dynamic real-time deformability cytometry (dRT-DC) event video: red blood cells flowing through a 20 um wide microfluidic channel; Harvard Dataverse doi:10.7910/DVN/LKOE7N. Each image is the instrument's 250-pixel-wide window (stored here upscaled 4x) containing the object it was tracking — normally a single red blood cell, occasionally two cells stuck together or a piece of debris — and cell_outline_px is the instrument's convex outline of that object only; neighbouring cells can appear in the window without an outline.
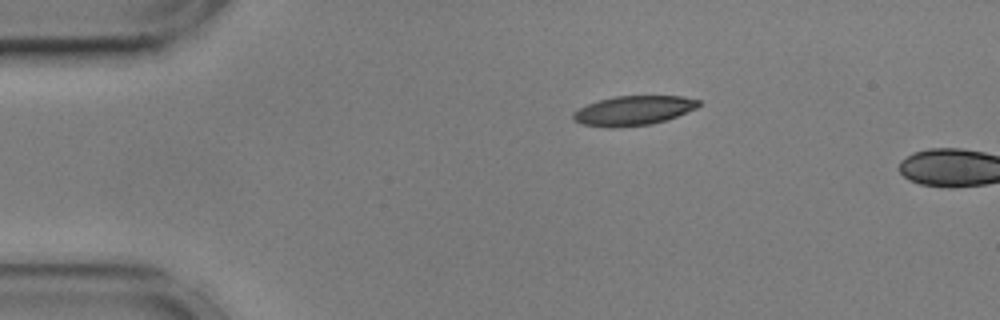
{"species": "common noctule bat (a hibernating species)", "species_latin": "Nyctalus noctula", "temperature_condition": "cold", "stored_images_in_passage": 4, "camera_frame_rate_fps": 3000, "um_per_image_px": 0.085, "animal": {"sex": "male", "body_mass_g": 17.9, "forearm_length_mm": 54.2}, "frame": {"image": 1, "passage_image": 1, "time_ms": 0.0, "image_size_px": [1000, 320], "cell_outline_px": [[700, 104], [696, 108], [676, 116], [652, 124], [616, 128], [608, 128], [580, 124], [572, 120], [572, 112], [588, 104], [600, 100], [616, 96], [684, 96], [700, 100]], "centroid_in_image_um": [53.8, 9.41], "position_along_channel_um": 31.2, "area_um2": 21.62}}